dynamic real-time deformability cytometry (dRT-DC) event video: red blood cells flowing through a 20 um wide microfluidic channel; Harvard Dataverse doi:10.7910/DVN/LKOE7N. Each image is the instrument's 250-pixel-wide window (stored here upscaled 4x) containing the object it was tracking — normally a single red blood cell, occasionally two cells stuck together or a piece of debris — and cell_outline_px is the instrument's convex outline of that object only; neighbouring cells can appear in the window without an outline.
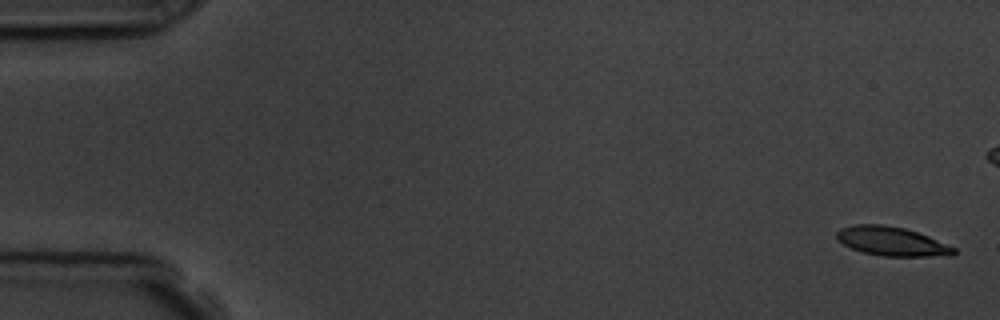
{"species": "common noctule bat (a hibernating species)", "species_latin": "Nyctalus noctula", "temperature_condition": "room temperature", "stored_images_in_passage": 5, "camera_frame_rate_fps": 3000, "um_per_image_px": 0.085, "animal": {"sex": "male", "body_mass_g": 19.5, "forearm_length_mm": 54.6}, "frame": {"image": 1, "passage_image": 1, "time_ms": 0.0, "image_size_px": [1000, 320], "cell_outline_px": [[956, 252], [952, 256], [884, 256], [864, 252], [852, 248], [836, 240], [836, 232], [840, 228], [852, 224], [884, 224], [904, 228], [928, 236], [956, 248]], "centroid_in_image_um": [75.78, 20.5], "position_along_channel_um": 9.2, "area_um2": 19.83}}
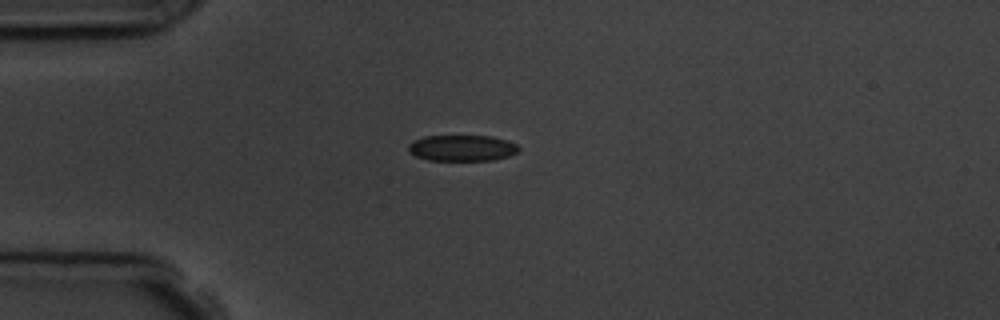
{"frame": {"image": 2, "passage_image": 5, "time_ms": 6.333, "image_size_px": [1000, 320], "cell_outline_px": [[520, 148], [516, 152], [508, 156], [492, 160], [428, 160], [416, 156], [408, 152], [408, 144], [412, 140], [424, 136], [492, 136], [508, 140], [516, 144]], "centroid_in_image_um": [39.24, 12.57], "position_along_channel_um": 45.8, "area_um2": 16.82}}